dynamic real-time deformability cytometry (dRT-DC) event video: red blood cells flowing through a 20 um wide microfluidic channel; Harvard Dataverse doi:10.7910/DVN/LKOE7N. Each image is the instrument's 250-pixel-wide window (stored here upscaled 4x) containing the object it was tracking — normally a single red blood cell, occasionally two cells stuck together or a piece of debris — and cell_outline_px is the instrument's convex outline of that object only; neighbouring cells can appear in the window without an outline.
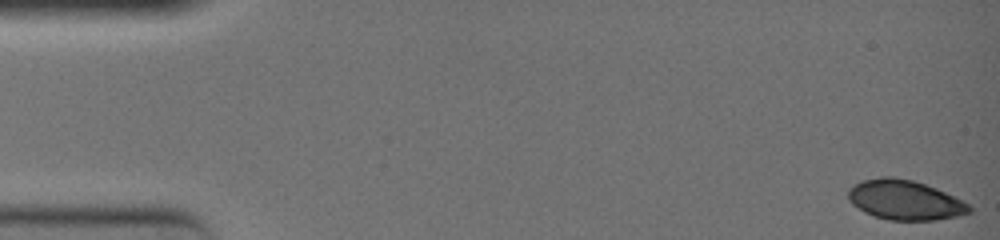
{"species": "common noctule bat (a hibernating species)", "species_latin": "Nyctalus noctula", "temperature_condition": "warm", "stored_images_in_passage": 49, "camera_frame_rate_fps": 3000, "um_per_image_px": 0.085, "animal": {"sex": "female", "body_mass_g": 19.0, "forearm_length_mm": 51.5}, "frame": {"image": 1, "passage_image": 1, "time_ms": 0.0, "image_size_px": [1000, 240], "cell_outline_px": [[972, 212], [956, 216], [936, 220], [888, 220], [872, 216], [864, 212], [852, 204], [848, 200], [848, 188], [852, 184], [864, 180], [880, 176], [892, 176], [912, 180], [936, 188], [968, 204], [972, 208]], "centroid_in_image_um": [76.85, 17.0], "position_along_channel_um": 8.1, "area_um2": 28.09}}